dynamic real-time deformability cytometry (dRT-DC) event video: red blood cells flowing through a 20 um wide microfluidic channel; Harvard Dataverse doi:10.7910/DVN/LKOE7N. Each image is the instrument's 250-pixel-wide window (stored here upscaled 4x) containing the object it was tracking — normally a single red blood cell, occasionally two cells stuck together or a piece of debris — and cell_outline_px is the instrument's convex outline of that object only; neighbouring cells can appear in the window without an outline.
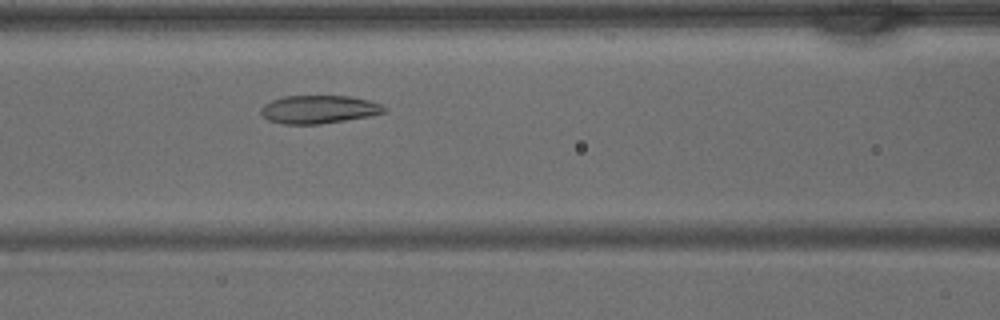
{"species": "common noctule bat (a hibernating species)", "species_latin": "Nyctalus noctula", "temperature_condition": "warm", "stored_images_in_passage": 30, "camera_frame_rate_fps": 3000, "um_per_image_px": 0.085, "animal": {"sex": "male", "body_mass_g": 15.6}, "frame": {"image": 1, "passage_image": 6, "time_ms": 1.667, "image_size_px": [1000, 320], "cell_outline_px": [[388, 112], [372, 116], [320, 124], [280, 124], [268, 120], [260, 112], [260, 108], [264, 104], [272, 100], [284, 96], [348, 96], [368, 100], [380, 104], [388, 108]], "centroid_in_image_um": [27.12, 9.3], "position_along_channel_um": 139.5, "area_um2": 20.4}}
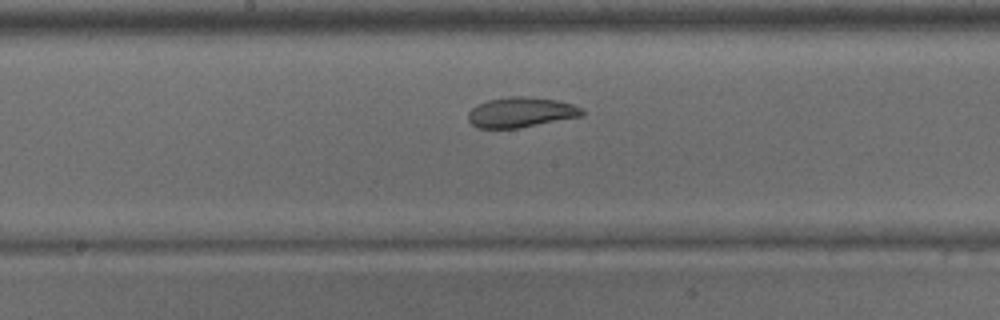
{"frame": {"image": 2, "passage_image": 10, "time_ms": 3.0, "image_size_px": [1000, 320], "cell_outline_px": [[584, 116], [520, 128], [476, 128], [468, 120], [468, 112], [476, 104], [488, 100], [508, 96], [528, 96], [556, 100], [572, 104], [580, 108], [584, 112]], "centroid_in_image_um": [44.26, 9.55], "position_along_channel_um": 203.9, "area_um2": 20.23}}
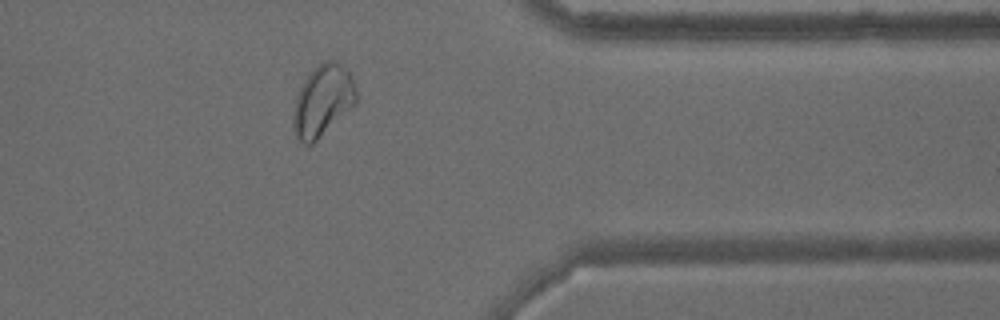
{"frame": {"image": 3, "passage_image": 22, "time_ms": 7.0, "image_size_px": [1000, 320], "cell_outline_px": [[356, 104], [312, 144], [304, 144], [296, 136], [292, 128], [292, 116], [296, 96], [300, 84], [320, 64], [328, 60], [336, 60], [348, 68], [356, 88]], "centroid_in_image_um": [27.43, 8.55], "position_along_channel_um": 384.0, "area_um2": 26.18}}